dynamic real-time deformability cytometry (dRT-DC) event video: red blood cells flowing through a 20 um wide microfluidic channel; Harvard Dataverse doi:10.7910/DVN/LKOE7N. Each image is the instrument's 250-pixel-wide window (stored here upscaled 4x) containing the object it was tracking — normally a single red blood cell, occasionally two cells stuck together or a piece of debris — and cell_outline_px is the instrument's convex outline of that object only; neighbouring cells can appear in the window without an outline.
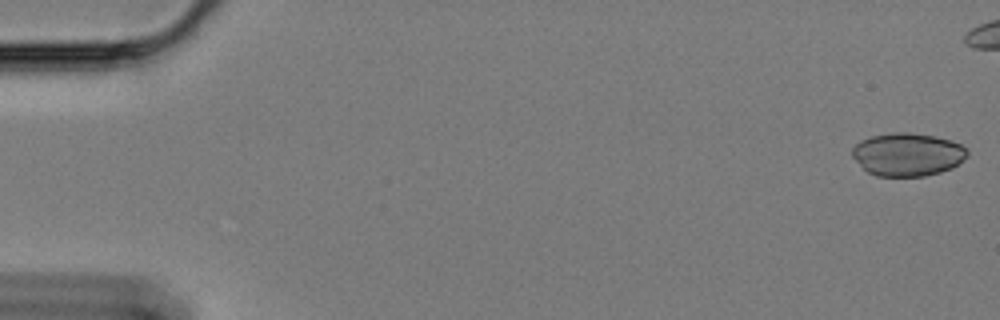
{"species": "Egyptian fruit bat (a non-hibernating species)", "species_latin": "Rousettus aegyptiacus", "temperature_condition": "cold", "stored_images_in_passage": 52, "camera_frame_rate_fps": 3000, "um_per_image_px": 0.085, "animal": {"sex": "female"}, "frame": {"image": 1, "passage_image": 1, "time_ms": 0.0, "image_size_px": [1000, 320], "cell_outline_px": [[968, 156], [952, 168], [940, 172], [924, 176], [876, 176], [868, 172], [852, 156], [852, 148], [860, 140], [872, 136], [896, 132], [908, 132], [932, 136], [948, 140], [960, 144], [968, 148]], "centroid_in_image_um": [77.15, 13.13], "position_along_channel_um": 7.9, "area_um2": 28.73}}
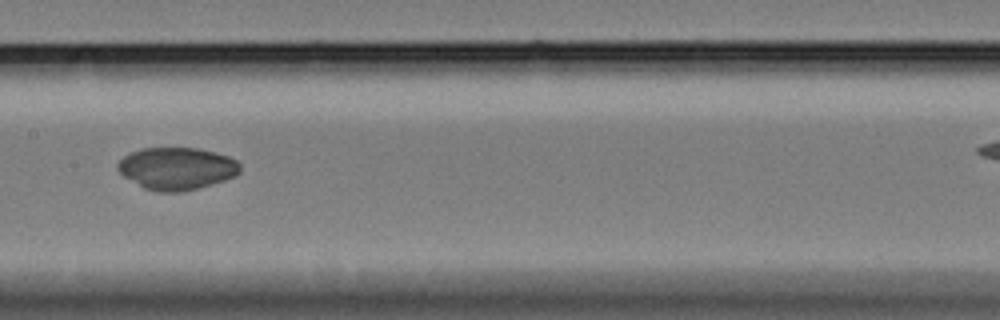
{"frame": {"image": 2, "passage_image": 30, "time_ms": 9.667, "image_size_px": [1000, 320], "cell_outline_px": [[240, 172], [236, 176], [212, 184], [184, 192], [156, 192], [144, 188], [124, 176], [116, 168], [116, 164], [128, 152], [140, 148], [196, 148], [216, 152], [228, 156], [236, 160], [240, 164]], "centroid_in_image_um": [15.02, 14.32], "position_along_channel_um": 192.4, "area_um2": 30.4}}
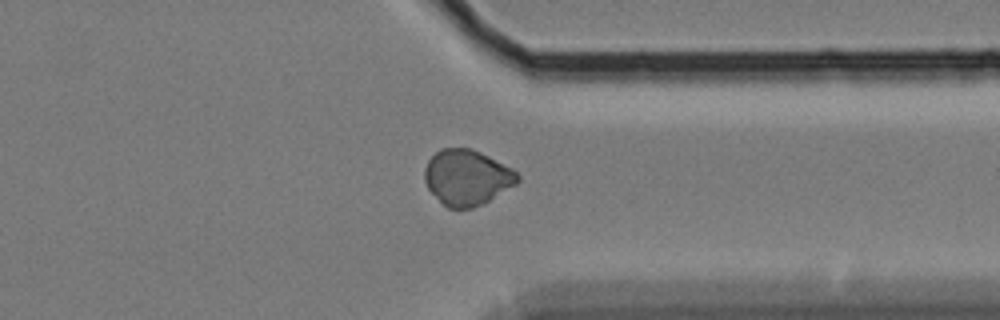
{"frame": {"image": 3, "passage_image": 46, "time_ms": 15.0, "image_size_px": [1000, 320], "cell_outline_px": [[520, 180], [516, 184], [488, 200], [472, 208], [448, 208], [428, 188], [424, 180], [424, 168], [428, 160], [440, 148], [472, 148], [512, 168], [520, 176]], "centroid_in_image_um": [39.68, 15.06], "position_along_channel_um": 371.7, "area_um2": 29.77}}